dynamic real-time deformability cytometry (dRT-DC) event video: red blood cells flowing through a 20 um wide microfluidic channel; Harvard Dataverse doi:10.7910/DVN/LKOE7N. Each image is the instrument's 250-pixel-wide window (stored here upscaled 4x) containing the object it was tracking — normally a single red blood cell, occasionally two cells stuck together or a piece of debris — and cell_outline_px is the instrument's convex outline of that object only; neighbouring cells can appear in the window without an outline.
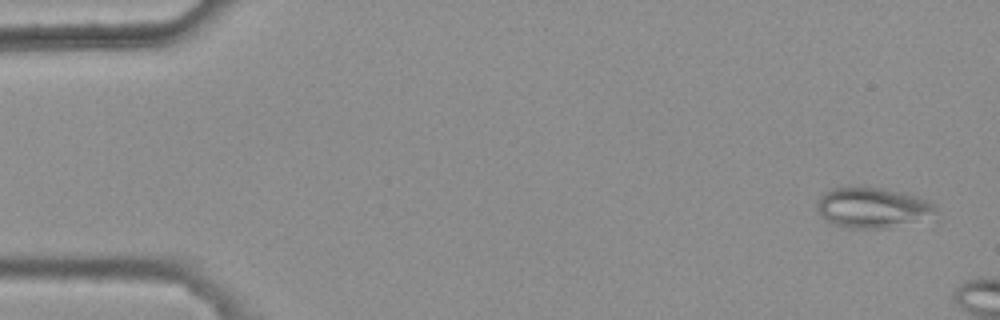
{"species": "common noctule bat (a hibernating species)", "species_latin": "Nyctalus noctula", "temperature_condition": "warm", "stored_images_in_passage": 3, "camera_frame_rate_fps": 3000, "um_per_image_px": 0.085, "animal": {"sex": "female", "body_mass_g": 25.1}, "frame": {"image": 1, "passage_image": 1, "time_ms": 0.0, "image_size_px": [1000, 320], "cell_outline_px": [[936, 208], [932, 212], [888, 228], [844, 228], [832, 224], [824, 220], [820, 216], [816, 208], [816, 204], [820, 196], [824, 192], [832, 188], [880, 188], [900, 192], [916, 196], [928, 200], [936, 204]], "centroid_in_image_um": [74.0, 17.64], "position_along_channel_um": 11.0, "area_um2": 27.05}}